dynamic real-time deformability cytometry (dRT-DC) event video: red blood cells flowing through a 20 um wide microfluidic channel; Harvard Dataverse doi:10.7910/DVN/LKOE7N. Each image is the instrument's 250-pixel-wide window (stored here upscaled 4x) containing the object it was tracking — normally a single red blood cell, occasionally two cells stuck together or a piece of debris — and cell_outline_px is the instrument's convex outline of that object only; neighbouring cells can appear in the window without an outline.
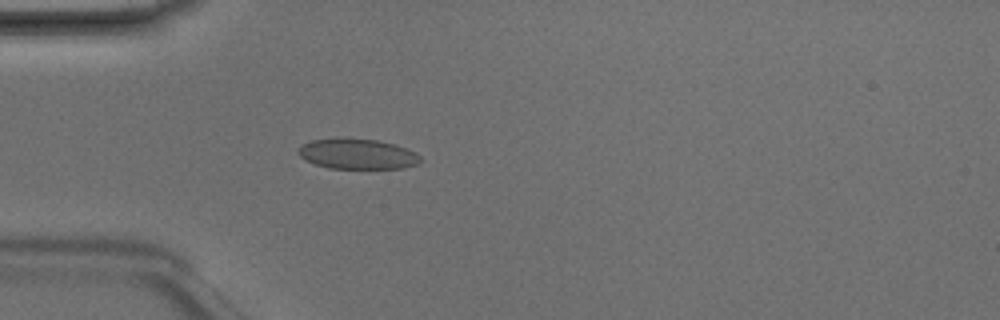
{"species": "Egyptian fruit bat (a non-hibernating species)", "species_latin": "Rousettus aegyptiacus", "temperature_condition": "room temperature", "stored_images_in_passage": 5, "camera_frame_rate_fps": 3000, "um_per_image_px": 0.085, "animal": {"sex": "male"}, "frame": {"image": 1, "passage_image": 5, "time_ms": 1.333, "image_size_px": [1000, 320], "cell_outline_px": [[424, 160], [420, 164], [404, 168], [328, 168], [304, 160], [296, 152], [300, 144], [312, 140], [336, 136], [344, 136], [376, 140], [408, 148], [416, 152]], "centroid_in_image_um": [30.36, 13.06], "position_along_channel_um": 54.6, "area_um2": 22.31}}